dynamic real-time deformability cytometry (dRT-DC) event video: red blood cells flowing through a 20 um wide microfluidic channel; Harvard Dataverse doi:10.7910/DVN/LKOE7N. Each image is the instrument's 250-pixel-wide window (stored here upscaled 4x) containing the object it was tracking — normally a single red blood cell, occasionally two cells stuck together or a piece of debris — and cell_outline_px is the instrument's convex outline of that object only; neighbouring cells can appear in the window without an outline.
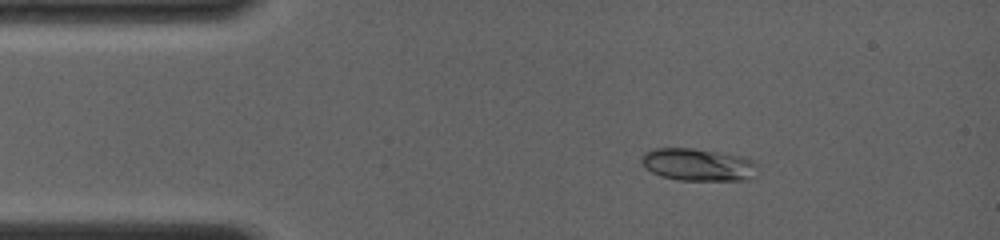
{"species": "common noctule bat (a hibernating species)", "species_latin": "Nyctalus noctula", "temperature_condition": "room temperature", "stored_images_in_passage": 8, "camera_frame_rate_fps": 4000, "um_per_image_px": 0.085, "animal": {"sex": "female", "body_mass_g": 19.0, "forearm_length_mm": 56.7}, "frame": {"image": 1, "passage_image": 2, "time_ms": 0.25, "image_size_px": [1000, 240], "cell_outline_px": [[756, 164], [752, 176], [748, 180], [680, 180], [660, 176], [644, 168], [640, 160], [640, 156], [644, 152], [652, 148], [692, 148], [740, 156], [752, 160]], "centroid_in_image_um": [59.23, 13.99], "position_along_channel_um": 25.8, "area_um2": 21.85}}